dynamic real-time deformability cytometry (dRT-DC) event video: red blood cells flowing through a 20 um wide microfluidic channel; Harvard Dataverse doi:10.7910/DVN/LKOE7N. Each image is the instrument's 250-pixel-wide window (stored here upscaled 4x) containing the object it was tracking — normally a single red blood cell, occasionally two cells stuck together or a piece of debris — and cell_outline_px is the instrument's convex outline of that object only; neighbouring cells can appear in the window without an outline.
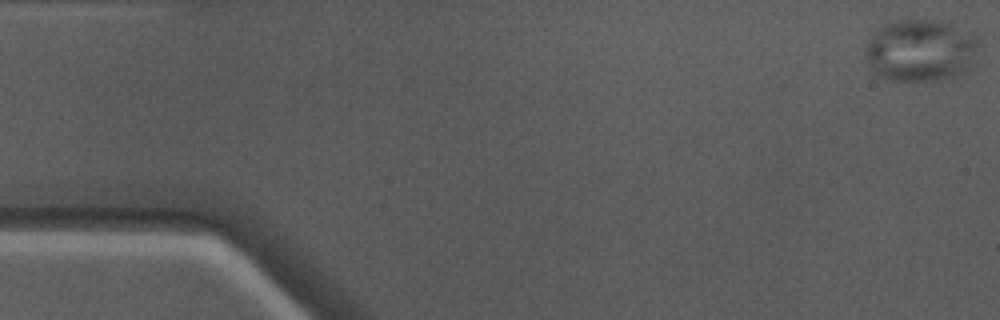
{"species": "Egyptian fruit bat (a non-hibernating species)", "species_latin": "Rousettus aegyptiacus", "temperature_condition": "warm", "stored_images_in_passage": 35, "camera_frame_rate_fps": 3000, "um_per_image_px": 0.085, "animal": {"sex": "male"}, "frame": {"image": 1, "passage_image": 1, "time_ms": 0.0, "image_size_px": [1000, 320], "cell_outline_px": [[980, 44], [976, 64], [964, 72], [952, 76], [932, 80], [892, 80], [876, 76], [868, 64], [864, 52], [864, 44], [880, 24], [896, 20], [924, 20], [952, 24], [976, 32], [980, 36]], "centroid_in_image_um": [78.28, 4.26], "position_along_channel_um": 6.7, "area_um2": 42.19}}
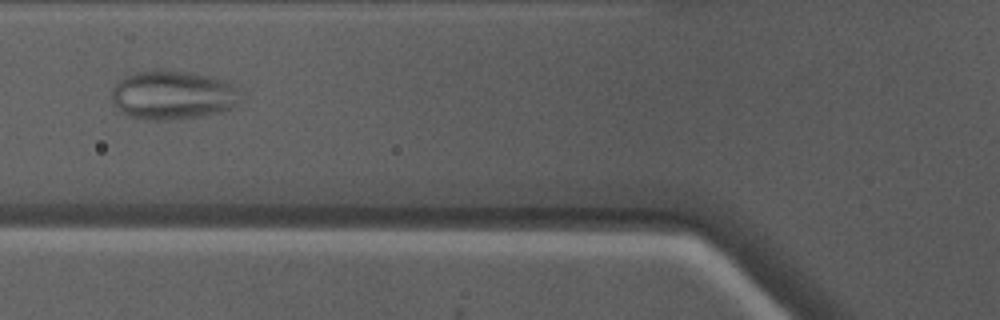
{"frame": {"image": 2, "passage_image": 19, "time_ms": 6.0, "image_size_px": [1000, 320], "cell_outline_px": [[240, 88], [236, 108], [220, 112], [200, 116], [168, 120], [144, 120], [128, 116], [120, 112], [112, 100], [112, 88], [124, 76], [136, 72], [156, 68], [188, 72], [212, 76], [224, 80]], "centroid_in_image_um": [14.68, 8.07], "position_along_channel_um": 111.1, "area_um2": 37.34}}